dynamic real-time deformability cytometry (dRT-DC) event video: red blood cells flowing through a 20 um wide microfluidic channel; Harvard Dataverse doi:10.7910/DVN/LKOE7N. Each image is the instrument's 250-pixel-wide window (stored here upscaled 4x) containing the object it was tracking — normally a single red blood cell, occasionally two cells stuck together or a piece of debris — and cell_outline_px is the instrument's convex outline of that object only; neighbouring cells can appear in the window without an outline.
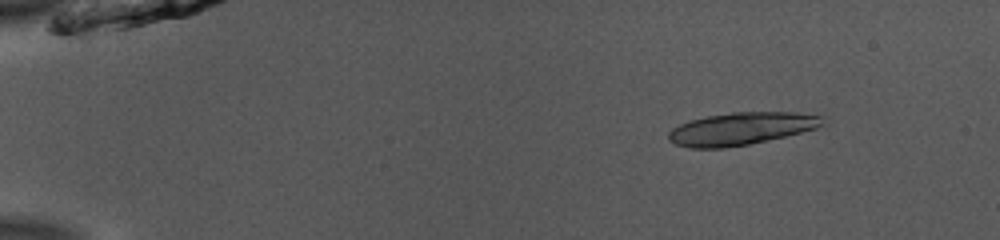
{"species": "common noctule bat (a hibernating species)", "species_latin": "Nyctalus noctula", "temperature_condition": "room temperature", "stored_images_in_passage": 52, "segment_of_instrument_passage": [1, 2], "camera_frame_rate_fps": 3000, "um_per_image_px": 0.085, "animal": {"sex": "male", "body_mass_g": 13.0, "forearm_length_mm": 53.1}, "frame": {"image": 1, "passage_image": 7, "time_ms": 2.0, "image_size_px": [1000, 240], "cell_outline_px": [[828, 116], [824, 124], [816, 128], [784, 136], [748, 144], [724, 148], [692, 148], [676, 144], [668, 140], [668, 132], [672, 128], [680, 124], [692, 120], [708, 116], [732, 112], [792, 112]], "centroid_in_image_um": [63.03, 10.93], "position_along_channel_um": 22.0, "area_um2": 29.07}}